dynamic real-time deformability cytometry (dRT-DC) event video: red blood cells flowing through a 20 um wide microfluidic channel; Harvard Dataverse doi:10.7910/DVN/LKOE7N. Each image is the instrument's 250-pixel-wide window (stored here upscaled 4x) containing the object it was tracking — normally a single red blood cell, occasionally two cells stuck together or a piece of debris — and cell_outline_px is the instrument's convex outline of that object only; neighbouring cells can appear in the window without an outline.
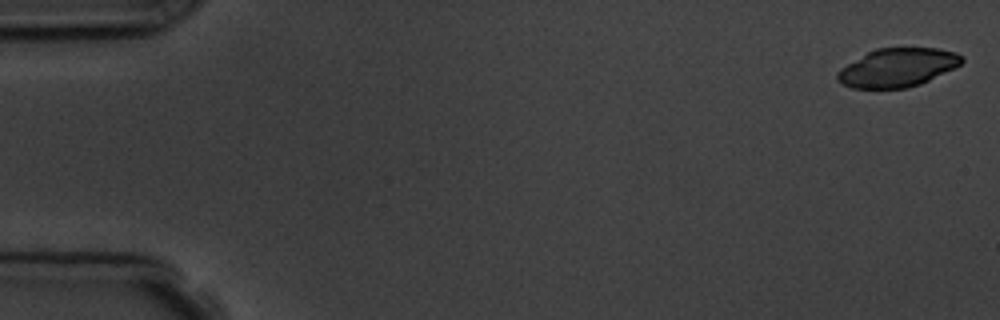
{"species": "common noctule bat (a hibernating species)", "species_latin": "Nyctalus noctula", "temperature_condition": "room temperature", "stored_images_in_passage": 9, "camera_frame_rate_fps": 3000, "um_per_image_px": 0.085, "animal": {"sex": "male", "body_mass_g": 19.5, "forearm_length_mm": 54.6}, "frame": {"image": 1, "passage_image": 1, "time_ms": 0.0, "image_size_px": [1000, 320], "cell_outline_px": [[964, 60], [960, 64], [920, 84], [908, 88], [852, 88], [840, 84], [836, 80], [836, 72], [840, 68], [868, 52], [876, 48], [936, 48], [956, 52], [964, 56]], "centroid_in_image_um": [76.25, 5.74], "position_along_channel_um": 8.8, "area_um2": 27.86}}